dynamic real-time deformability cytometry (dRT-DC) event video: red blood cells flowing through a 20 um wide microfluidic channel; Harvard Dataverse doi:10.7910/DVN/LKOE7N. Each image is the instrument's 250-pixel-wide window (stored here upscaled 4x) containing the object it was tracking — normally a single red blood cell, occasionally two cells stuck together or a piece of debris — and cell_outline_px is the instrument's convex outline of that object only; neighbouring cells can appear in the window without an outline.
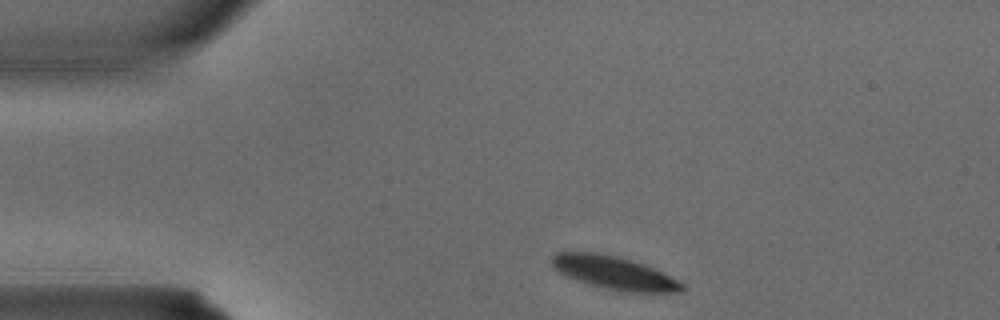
{"species": "common noctule bat (a hibernating species)", "species_latin": "Nyctalus noctula", "temperature_condition": "warm", "stored_images_in_passage": 2, "camera_frame_rate_fps": 3000, "um_per_image_px": 0.085, "animal": {"sex": "male", "body_mass_g": 15.6}, "frame": {"image": 1, "passage_image": 1, "time_ms": 0.0, "image_size_px": [1000, 320], "cell_outline_px": [[688, 288], [684, 292], [624, 292], [592, 284], [568, 276], [560, 272], [548, 260], [556, 252], [592, 252], [616, 256], [644, 264], [684, 284]], "centroid_in_image_um": [52.22, 23.18], "position_along_channel_um": 32.8, "area_um2": 24.57}}
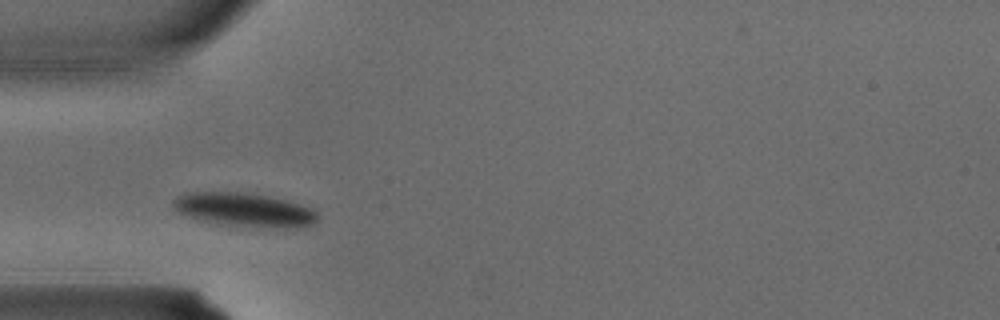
{"frame": {"image": 2, "passage_image": 2, "time_ms": 0.333, "image_size_px": [1000, 320], "cell_outline_px": [[320, 216], [308, 228], [236, 228], [200, 220], [176, 212], [172, 204], [172, 200], [176, 196], [192, 192], [244, 192], [268, 196], [288, 200], [312, 208]], "centroid_in_image_um": [20.8, 17.87], "position_along_channel_um": 64.2, "area_um2": 29.42}}